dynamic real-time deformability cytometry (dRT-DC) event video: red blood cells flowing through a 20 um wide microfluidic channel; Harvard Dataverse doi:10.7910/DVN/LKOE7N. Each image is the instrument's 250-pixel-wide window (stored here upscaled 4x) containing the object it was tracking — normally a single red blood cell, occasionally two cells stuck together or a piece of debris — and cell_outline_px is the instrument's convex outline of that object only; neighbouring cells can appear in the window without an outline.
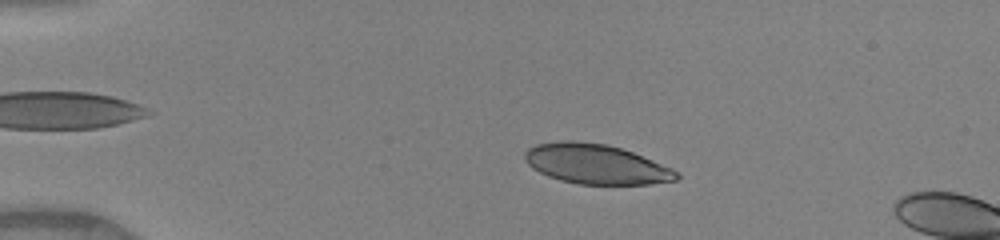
{"species": "human", "species_latin": "Homo sapiens", "temperature_condition": "warm", "stored_images_in_passage": 14, "camera_frame_rate_fps": 3000, "um_per_image_px": 0.085, "donor": {"sex": "female"}, "frame": {"image": 1, "passage_image": 10, "time_ms": 3.0, "image_size_px": [1000, 240], "cell_outline_px": [[680, 176], [676, 180], [648, 184], [580, 184], [560, 180], [548, 176], [532, 168], [524, 160], [524, 152], [528, 148], [536, 144], [560, 140], [572, 140], [608, 144], [632, 152], [672, 168]], "centroid_in_image_um": [50.61, 13.93], "position_along_channel_um": 34.4, "area_um2": 35.14}}